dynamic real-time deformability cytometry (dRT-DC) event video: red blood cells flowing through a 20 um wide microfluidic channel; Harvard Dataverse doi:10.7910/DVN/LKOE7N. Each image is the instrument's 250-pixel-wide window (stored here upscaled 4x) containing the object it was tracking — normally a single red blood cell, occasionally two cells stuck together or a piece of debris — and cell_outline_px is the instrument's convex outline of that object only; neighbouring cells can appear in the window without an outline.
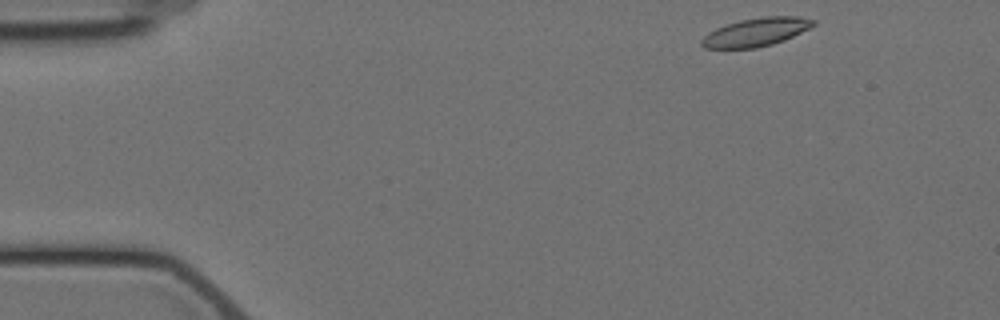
{"species": "Egyptian fruit bat (a non-hibernating species)", "species_latin": "Rousettus aegyptiacus", "temperature_condition": "cold", "stored_images_in_passage": 4, "camera_frame_rate_fps": 3000, "um_per_image_px": 0.085, "animal": {"sex": "female"}, "frame": {"image": 1, "passage_image": 1, "time_ms": 0.0, "image_size_px": [1000, 320], "cell_outline_px": [[816, 24], [784, 40], [772, 44], [756, 48], [704, 48], [700, 44], [700, 40], [708, 32], [716, 28], [740, 20], [760, 16], [796, 16], [816, 20]], "centroid_in_image_um": [64.24, 2.72], "position_along_channel_um": 20.8, "area_um2": 18.38}}
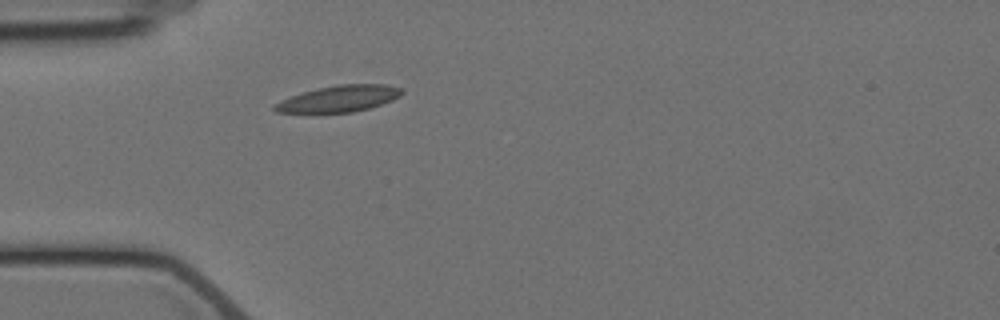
{"frame": {"image": 2, "passage_image": 4, "time_ms": 3.333, "image_size_px": [1000, 320], "cell_outline_px": [[404, 92], [400, 96], [392, 100], [368, 108], [352, 112], [276, 112], [272, 108], [272, 104], [280, 100], [300, 92], [336, 84], [384, 84], [400, 88]], "centroid_in_image_um": [28.77, 8.37], "position_along_channel_um": 56.2, "area_um2": 19.48}}